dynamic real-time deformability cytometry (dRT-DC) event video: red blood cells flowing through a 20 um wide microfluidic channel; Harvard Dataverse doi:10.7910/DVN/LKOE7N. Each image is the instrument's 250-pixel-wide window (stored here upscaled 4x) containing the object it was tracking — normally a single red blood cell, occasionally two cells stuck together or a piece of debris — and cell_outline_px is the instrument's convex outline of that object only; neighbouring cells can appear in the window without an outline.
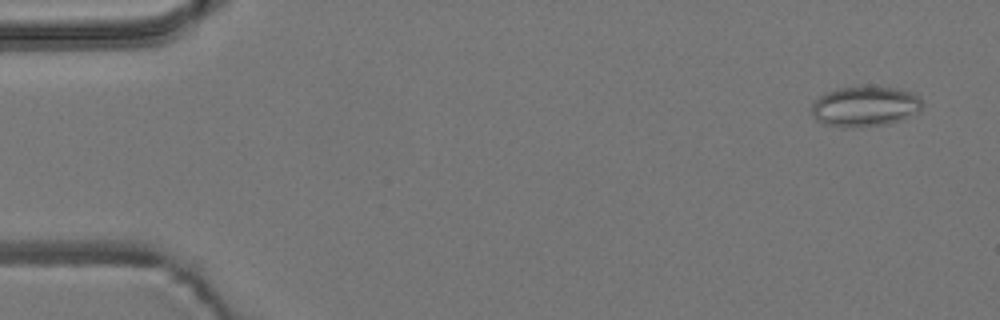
{"species": "common noctule bat (a hibernating species)", "species_latin": "Nyctalus noctula", "temperature_condition": "room temperature", "stored_images_in_passage": 4, "camera_frame_rate_fps": 3000, "um_per_image_px": 0.085, "animal": {"sex": "male", "body_mass_g": 19.2, "forearm_length_mm": 51.8}, "frame": {"image": 1, "passage_image": 1, "time_ms": 0.0, "image_size_px": [1000, 320], "cell_outline_px": [[920, 112], [900, 120], [888, 124], [860, 128], [844, 128], [824, 124], [816, 120], [812, 112], [812, 104], [820, 96], [836, 88], [896, 88], [908, 92], [916, 96], [920, 100]], "centroid_in_image_um": [73.48, 9.1], "position_along_channel_um": 11.5, "area_um2": 25.61}}